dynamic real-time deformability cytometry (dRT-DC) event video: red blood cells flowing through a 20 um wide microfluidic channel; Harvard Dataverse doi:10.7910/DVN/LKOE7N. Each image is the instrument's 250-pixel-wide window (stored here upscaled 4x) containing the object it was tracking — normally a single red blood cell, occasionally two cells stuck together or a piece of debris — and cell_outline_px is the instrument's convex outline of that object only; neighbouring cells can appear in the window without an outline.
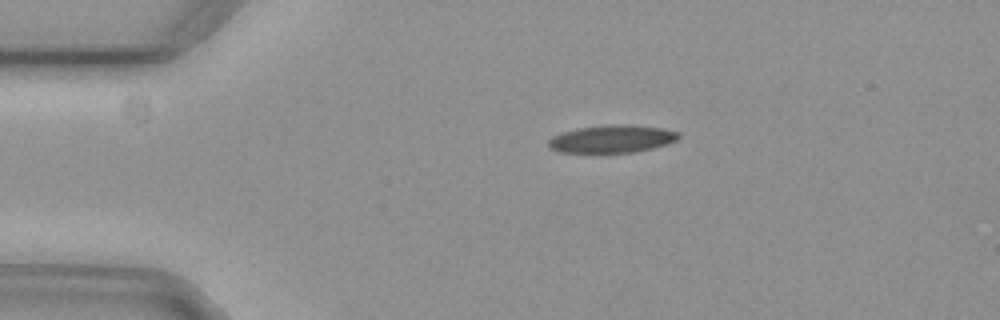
{"species": "common noctule bat (a hibernating species)", "species_latin": "Nyctalus noctula", "temperature_condition": "cold", "stored_images_in_passage": 4, "camera_frame_rate_fps": 3000, "um_per_image_px": 0.085, "animal": {"sex": "female", "body_mass_g": 29.2, "forearm_length_mm": 56.3}, "frame": {"image": 1, "passage_image": 1, "time_ms": 0.0, "image_size_px": [1000, 320], "cell_outline_px": [[680, 136], [676, 140], [668, 144], [636, 152], [560, 152], [548, 148], [548, 140], [552, 136], [564, 132], [580, 128], [608, 124], [628, 124], [660, 128], [676, 132]], "centroid_in_image_um": [52.0, 11.81], "position_along_channel_um": 33.0, "area_um2": 20.81}}
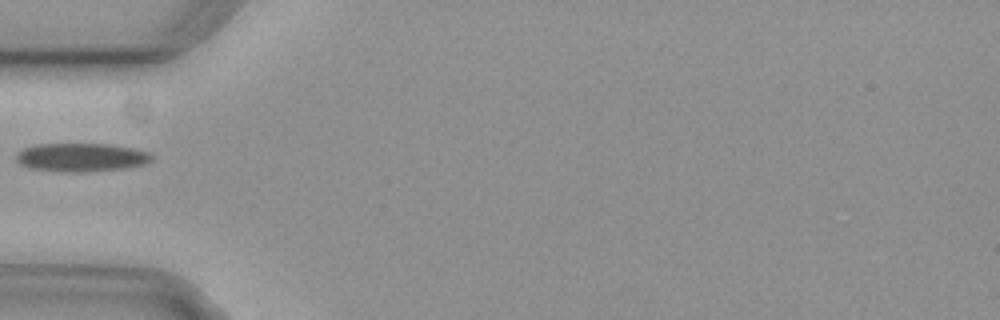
{"frame": {"image": 2, "passage_image": 3, "time_ms": 0.667, "image_size_px": [1000, 320], "cell_outline_px": [[152, 160], [144, 164], [124, 168], [80, 172], [60, 172], [28, 168], [20, 164], [16, 160], [16, 152], [24, 148], [36, 144], [112, 144], [132, 148], [148, 152], [152, 156]], "centroid_in_image_um": [6.86, 13.37], "position_along_channel_um": 78.1, "area_um2": 22.54}}